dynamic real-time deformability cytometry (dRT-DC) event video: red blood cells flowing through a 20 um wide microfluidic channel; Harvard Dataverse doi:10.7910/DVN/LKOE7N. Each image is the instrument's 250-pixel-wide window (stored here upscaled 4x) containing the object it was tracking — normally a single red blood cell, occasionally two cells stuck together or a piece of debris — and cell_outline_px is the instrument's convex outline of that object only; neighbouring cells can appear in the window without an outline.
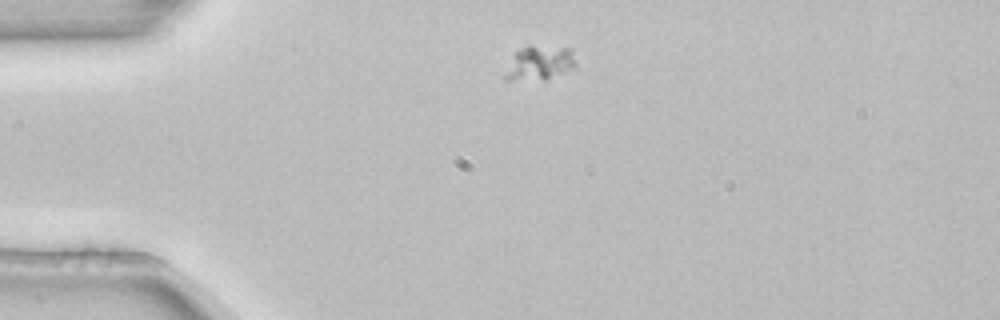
{"species": "common noctule bat (a hibernating species)", "species_latin": "Nyctalus noctula", "temperature_condition": "room temperature", "stored_images_in_passage": 4, "camera_frame_rate_fps": 3000, "um_per_image_px": 0.085, "animal": {"sex": "female", "body_mass_g": 22.7, "forearm_length_mm": 54.2}, "frame": {"image": 1, "passage_image": 1, "time_ms": 0.0, "image_size_px": [1000, 320], "cell_outline_px": [[576, 68], [544, 80], [504, 80], [504, 76], [516, 52], [520, 48], [528, 44], [572, 48], [576, 64]], "centroid_in_image_um": [45.91, 5.34], "position_along_channel_um": 39.1, "area_um2": 14.33}}